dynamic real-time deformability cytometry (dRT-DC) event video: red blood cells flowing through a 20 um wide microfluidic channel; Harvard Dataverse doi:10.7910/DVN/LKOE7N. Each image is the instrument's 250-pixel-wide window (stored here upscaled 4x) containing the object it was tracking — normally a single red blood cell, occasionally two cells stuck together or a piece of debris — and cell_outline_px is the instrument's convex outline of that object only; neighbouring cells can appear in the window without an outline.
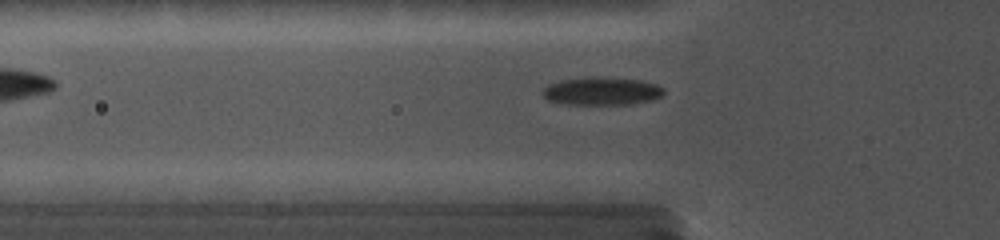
{"species": "common noctule bat (a hibernating species)", "species_latin": "Nyctalus noctula", "temperature_condition": "cold", "stored_images_in_passage": 27, "camera_frame_rate_fps": 5000, "um_per_image_px": 0.085, "animal": {"sex": "female", "body_mass_g": 19.0, "forearm_length_mm": 56.7}, "frame": {"image": 1, "passage_image": 2, "time_ms": 0.4, "image_size_px": [1000, 240], "cell_outline_px": [[664, 92], [660, 96], [652, 100], [632, 104], [564, 104], [548, 100], [544, 96], [544, 88], [548, 84], [560, 80], [588, 76], [596, 76], [640, 80], [656, 84], [664, 88]], "centroid_in_image_um": [51.15, 7.73], "position_along_channel_um": 74.7, "area_um2": 19.83}}
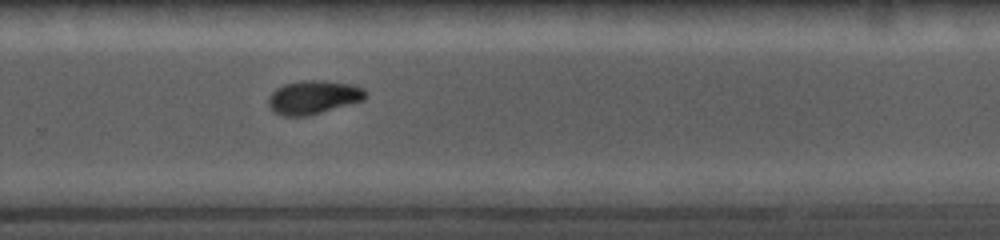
{"frame": {"image": 2, "passage_image": 16, "time_ms": 6.4, "image_size_px": [1000, 240], "cell_outline_px": [[368, 96], [364, 100], [352, 104], [308, 116], [280, 116], [272, 112], [268, 104], [268, 96], [276, 88], [284, 84], [304, 80], [324, 80], [352, 84], [364, 88], [368, 92]], "centroid_in_image_um": [26.65, 8.27], "position_along_channel_um": 303.1, "area_um2": 19.48}}
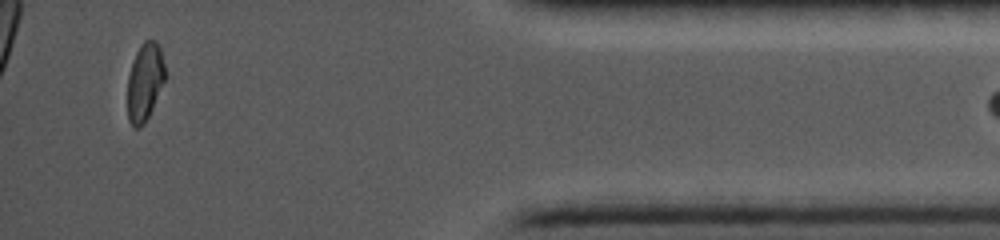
{"frame": {"image": 3, "passage_image": 26, "time_ms": 10.4, "image_size_px": [1000, 240], "cell_outline_px": [[164, 80], [152, 108], [144, 124], [140, 128], [132, 128], [128, 120], [128, 76], [132, 60], [140, 44], [144, 40], [156, 40], [160, 48], [164, 64]], "centroid_in_image_um": [12.28, 6.96], "position_along_channel_um": 422.9, "area_um2": 16.94}}